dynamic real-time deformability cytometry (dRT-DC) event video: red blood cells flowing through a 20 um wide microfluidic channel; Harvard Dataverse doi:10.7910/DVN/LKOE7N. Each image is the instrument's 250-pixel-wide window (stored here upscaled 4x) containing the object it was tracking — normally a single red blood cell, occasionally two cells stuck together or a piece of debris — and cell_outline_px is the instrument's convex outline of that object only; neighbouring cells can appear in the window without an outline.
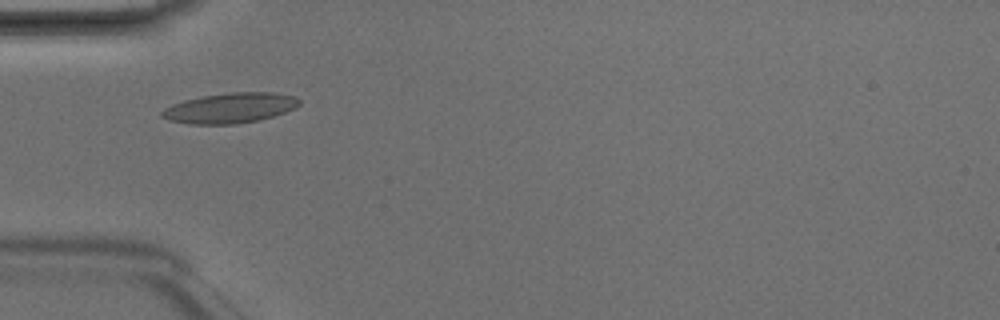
{"species": "Egyptian fruit bat (a non-hibernating species)", "species_latin": "Rousettus aegyptiacus", "temperature_condition": "room temperature", "stored_images_in_passage": 4, "camera_frame_rate_fps": 3000, "um_per_image_px": 0.085, "animal": {"sex": "male"}, "frame": {"image": 1, "passage_image": 4, "time_ms": 1.0, "image_size_px": [1000, 320], "cell_outline_px": [[300, 104], [296, 108], [260, 120], [236, 124], [188, 124], [168, 120], [160, 116], [160, 112], [164, 108], [172, 104], [184, 100], [204, 96], [232, 92], [272, 92], [292, 96], [300, 100]], "centroid_in_image_um": [19.52, 9.19], "position_along_channel_um": 65.5, "area_um2": 24.16}}